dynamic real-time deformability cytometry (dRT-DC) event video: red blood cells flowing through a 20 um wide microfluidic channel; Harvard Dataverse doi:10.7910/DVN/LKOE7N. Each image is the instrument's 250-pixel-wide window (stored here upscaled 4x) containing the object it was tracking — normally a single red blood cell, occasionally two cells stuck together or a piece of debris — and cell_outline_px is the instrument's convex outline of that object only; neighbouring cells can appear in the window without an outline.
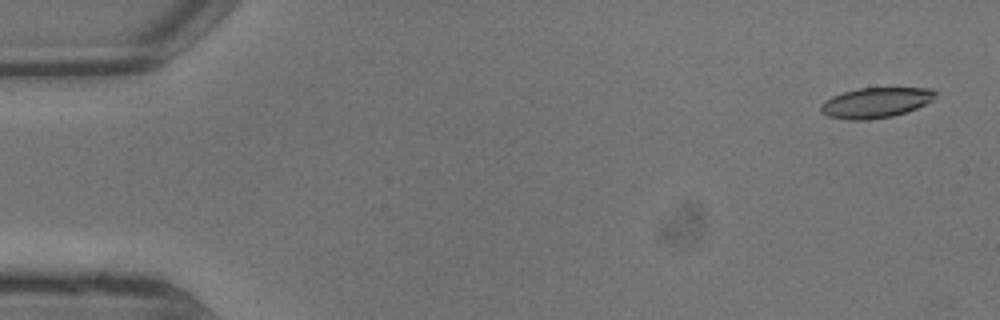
{"species": "common noctule bat (a hibernating species)", "species_latin": "Nyctalus noctula", "temperature_condition": "warm", "stored_images_in_passage": 8, "camera_frame_rate_fps": 3000, "um_per_image_px": 0.085, "animal": {"sex": "male", "body_mass_g": 13.3}, "frame": {"image": 1, "passage_image": 1, "time_ms": 0.0, "image_size_px": [1000, 320], "cell_outline_px": [[936, 96], [932, 100], [916, 108], [892, 116], [868, 120], [848, 120], [828, 116], [820, 112], [820, 104], [824, 100], [832, 96], [844, 92], [860, 88], [932, 88], [936, 92]], "centroid_in_image_um": [74.4, 8.73], "position_along_channel_um": 10.6, "area_um2": 20.17}}